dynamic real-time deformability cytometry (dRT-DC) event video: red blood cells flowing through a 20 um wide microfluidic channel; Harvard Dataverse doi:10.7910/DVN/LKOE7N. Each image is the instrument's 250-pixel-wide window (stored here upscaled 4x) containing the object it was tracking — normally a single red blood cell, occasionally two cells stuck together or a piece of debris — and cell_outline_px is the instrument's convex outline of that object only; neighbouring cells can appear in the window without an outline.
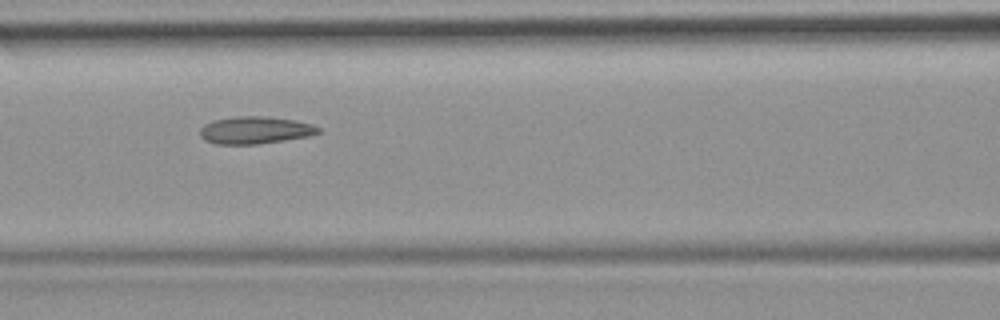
{"species": "common noctule bat (a hibernating species)", "species_latin": "Nyctalus noctula", "temperature_condition": "room temperature", "stored_images_in_passage": 46, "camera_frame_rate_fps": 3000, "um_per_image_px": 0.085, "animal": {"sex": "female", "body_mass_g": 19.9}, "frame": {"image": 1, "passage_image": 20, "time_ms": 6.333, "image_size_px": [1000, 320], "cell_outline_px": [[320, 132], [308, 136], [284, 140], [256, 144], [216, 144], [204, 140], [200, 136], [200, 128], [204, 124], [212, 120], [236, 116], [264, 116], [296, 120], [312, 124], [320, 128]], "centroid_in_image_um": [21.65, 11.05], "position_along_channel_um": 144.9, "area_um2": 18.9}}